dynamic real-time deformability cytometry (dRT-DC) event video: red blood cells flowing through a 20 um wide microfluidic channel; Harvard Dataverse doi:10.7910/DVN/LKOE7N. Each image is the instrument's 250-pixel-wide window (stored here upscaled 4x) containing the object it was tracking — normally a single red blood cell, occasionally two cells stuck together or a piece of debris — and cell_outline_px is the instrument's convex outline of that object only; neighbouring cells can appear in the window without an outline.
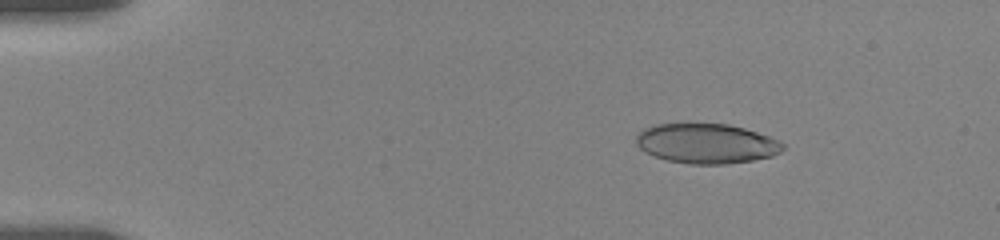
{"species": "human", "species_latin": "Homo sapiens", "temperature_condition": "room temperature", "stored_images_in_passage": 22, "camera_frame_rate_fps": 3000, "um_per_image_px": 0.085, "donor": {"sex": "female"}, "frame": {"image": 1, "passage_image": 2, "time_ms": 0.667, "image_size_px": [1000, 240], "cell_outline_px": [[784, 148], [780, 152], [772, 156], [752, 160], [724, 164], [688, 164], [668, 160], [644, 152], [636, 144], [636, 136], [644, 128], [656, 124], [728, 124], [744, 128], [780, 140], [784, 144]], "centroid_in_image_um": [60.05, 12.2], "position_along_channel_um": 24.9, "area_um2": 33.93}}
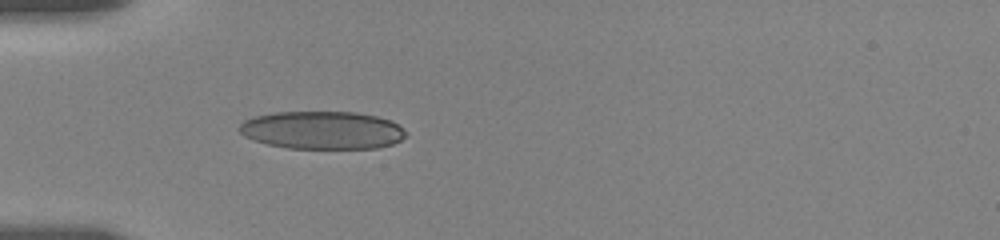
{"frame": {"image": 2, "passage_image": 16, "time_ms": 3.667, "image_size_px": [1000, 240], "cell_outline_px": [[408, 132], [400, 140], [392, 144], [376, 148], [288, 148], [268, 144], [244, 136], [240, 132], [240, 124], [244, 120], [256, 116], [276, 112], [356, 112], [376, 116], [392, 120], [404, 128]], "centroid_in_image_um": [27.43, 11.06], "position_along_channel_um": 57.6, "area_um2": 36.7}}